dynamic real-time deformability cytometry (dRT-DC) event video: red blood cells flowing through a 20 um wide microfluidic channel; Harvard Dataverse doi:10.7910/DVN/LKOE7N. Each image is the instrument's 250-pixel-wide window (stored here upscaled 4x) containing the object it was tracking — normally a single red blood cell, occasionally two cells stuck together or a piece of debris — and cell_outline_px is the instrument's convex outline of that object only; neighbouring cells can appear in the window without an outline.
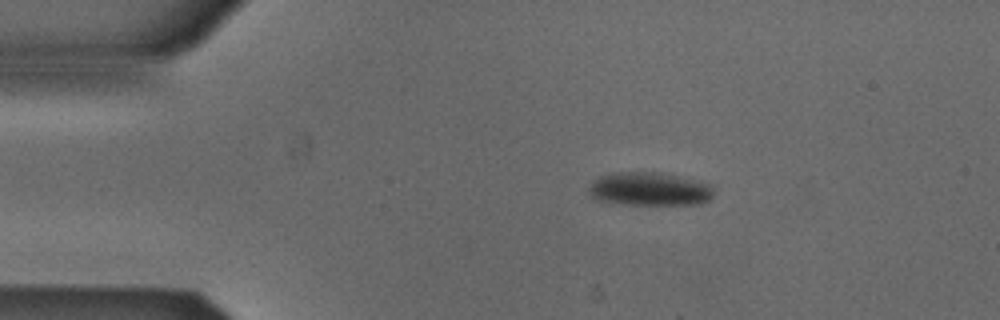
{"species": "Egyptian fruit bat (a non-hibernating species)", "species_latin": "Rousettus aegyptiacus", "temperature_condition": "cold", "stored_images_in_passage": 52, "camera_frame_rate_fps": 3000, "um_per_image_px": 0.085, "animal": {"sex": "male"}, "frame": {"image": 1, "passage_image": 9, "time_ms": 2.667, "image_size_px": [1000, 320], "cell_outline_px": [[712, 196], [708, 200], [700, 204], [628, 204], [596, 200], [588, 192], [588, 188], [592, 180], [600, 176], [612, 172], [660, 172], [712, 184]], "centroid_in_image_um": [55.17, 16.05], "position_along_channel_um": 29.8, "area_um2": 24.33}}
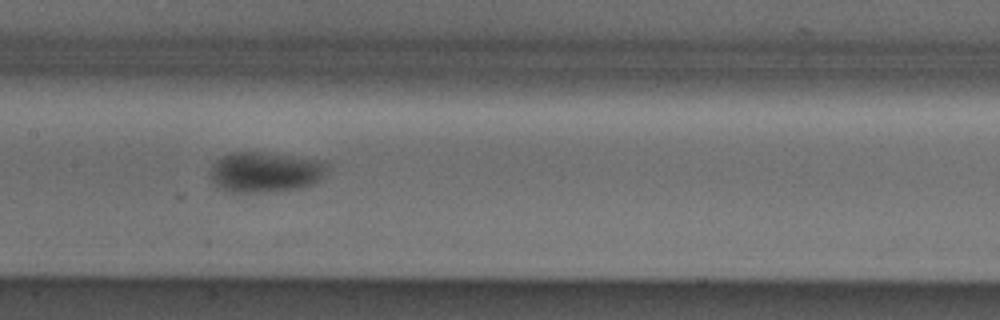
{"frame": {"image": 2, "passage_image": 25, "time_ms": 8.0, "image_size_px": [1000, 320], "cell_outline_px": [[328, 168], [320, 180], [316, 184], [300, 188], [256, 192], [228, 192], [212, 184], [208, 172], [212, 164], [216, 160], [224, 156], [236, 152], [256, 152], [328, 160]], "centroid_in_image_um": [22.55, 14.63], "position_along_channel_um": 184.8, "area_um2": 27.8}}
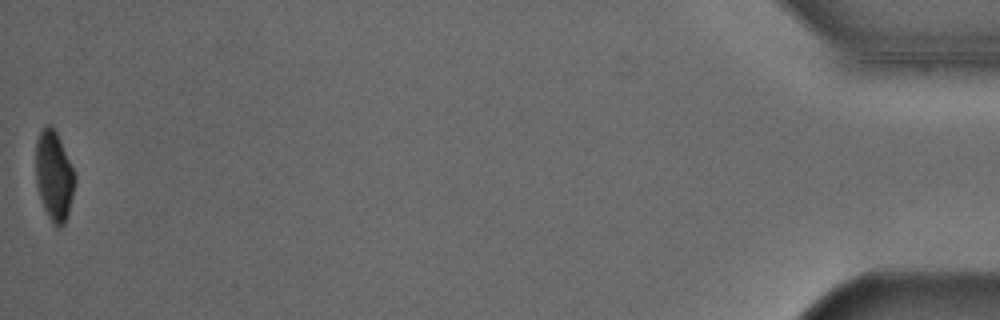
{"frame": {"image": 3, "passage_image": 52, "time_ms": 17.0, "image_size_px": [1000, 320], "cell_outline_px": [[76, 180], [68, 216], [64, 224], [60, 228], [56, 228], [52, 224], [44, 208], [36, 184], [36, 140], [40, 132], [48, 124], [52, 124], [60, 140], [76, 176]], "centroid_in_image_um": [4.6, 14.98], "position_along_channel_um": 430.6, "area_um2": 20.46}, "authors_computed_cell_mechanics": {"area_um2": 25.1719, "velocity_mm_per_s": 3.8801, "shape_relaxation_time_tau1_ms": 3.1181, "shape_relaxation_time_tau2_ms": null, "deformation_change_tau1": 0.083, "deformation_change_tau2": null}}